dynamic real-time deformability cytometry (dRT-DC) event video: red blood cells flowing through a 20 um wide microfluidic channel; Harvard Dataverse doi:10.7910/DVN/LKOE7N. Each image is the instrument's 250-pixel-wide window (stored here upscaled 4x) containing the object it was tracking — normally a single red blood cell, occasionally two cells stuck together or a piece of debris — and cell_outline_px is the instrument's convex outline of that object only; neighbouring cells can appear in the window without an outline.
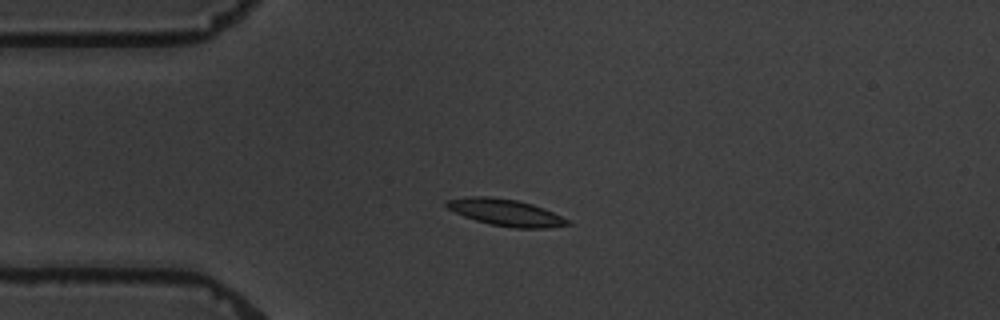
{"species": "common noctule bat (a hibernating species)", "species_latin": "Nyctalus noctula", "temperature_condition": "warm", "stored_images_in_passage": 9, "camera_frame_rate_fps": 3000, "um_per_image_px": 0.085, "animal": {"sex": "male", "body_mass_g": 19.5, "forearm_length_mm": 54.6}, "frame": {"image": 1, "passage_image": 4, "time_ms": 3.333, "image_size_px": [1000, 320], "cell_outline_px": [[572, 224], [548, 228], [516, 228], [492, 224], [476, 220], [464, 216], [448, 208], [444, 204], [444, 200], [472, 196], [488, 196], [516, 200], [532, 204], [544, 208], [568, 220]], "centroid_in_image_um": [42.97, 18.05], "position_along_channel_um": 42.0, "area_um2": 18.61}}
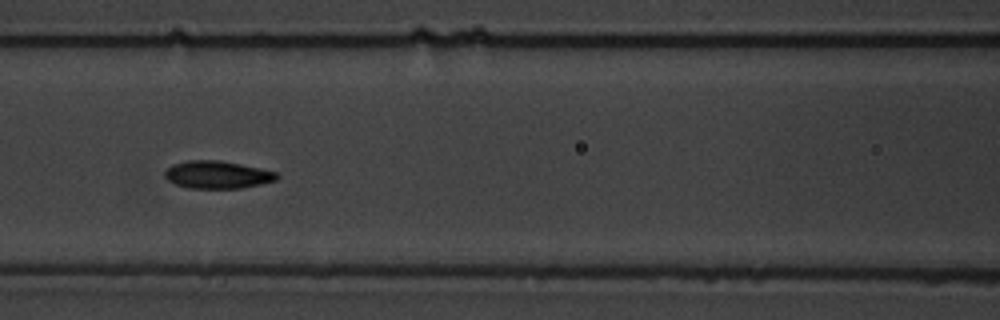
{"frame": {"image": 2, "passage_image": 7, "time_ms": 7.0, "image_size_px": [1000, 320], "cell_outline_px": [[280, 176], [276, 180], [260, 184], [240, 188], [188, 188], [176, 184], [168, 180], [164, 176], [164, 172], [172, 164], [188, 160], [220, 160], [260, 168], [276, 172]], "centroid_in_image_um": [18.46, 14.84], "position_along_channel_um": 148.1, "area_um2": 17.98}}
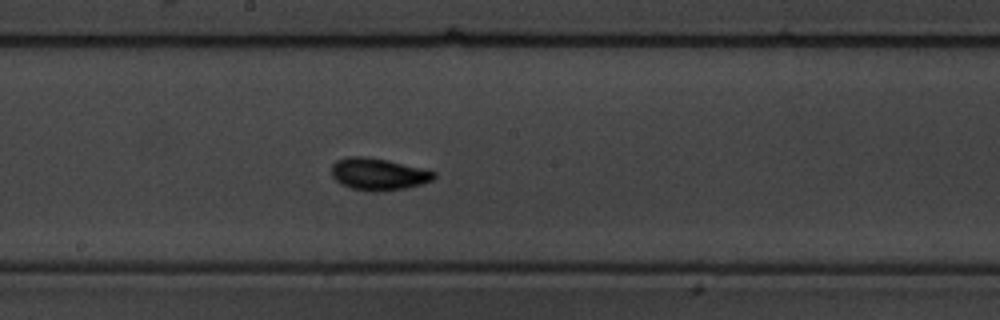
{"frame": {"image": 3, "passage_image": 9, "time_ms": 9.0, "image_size_px": [1000, 320], "cell_outline_px": [[436, 176], [432, 180], [420, 184], [404, 188], [352, 188], [340, 184], [332, 176], [332, 164], [336, 160], [348, 156], [368, 156], [388, 160], [436, 172]], "centroid_in_image_um": [32.12, 14.73], "position_along_channel_um": 216.1, "area_um2": 18.26}}